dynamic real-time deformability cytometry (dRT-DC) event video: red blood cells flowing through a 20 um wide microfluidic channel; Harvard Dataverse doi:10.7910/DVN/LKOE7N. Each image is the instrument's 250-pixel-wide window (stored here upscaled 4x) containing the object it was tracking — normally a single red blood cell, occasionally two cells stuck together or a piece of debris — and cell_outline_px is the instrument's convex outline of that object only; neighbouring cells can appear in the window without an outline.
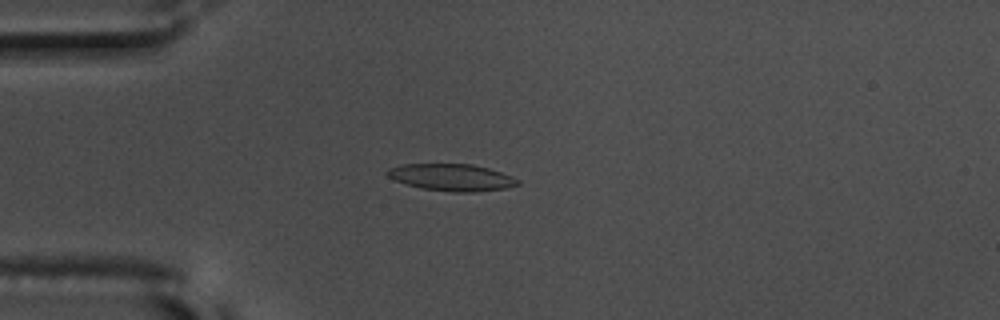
{"species": "common noctule bat (a hibernating species)", "species_latin": "Nyctalus noctula", "temperature_condition": "warm", "stored_images_in_passage": 56, "camera_frame_rate_fps": 3000, "um_per_image_px": 0.085, "animal": {"sex": "male", "body_mass_g": 17.5, "forearm_length_mm": 52.3}, "frame": {"image": 1, "passage_image": 15, "time_ms": 4.667, "image_size_px": [1000, 320], "cell_outline_px": [[520, 184], [504, 188], [476, 192], [452, 192], [420, 188], [396, 180], [388, 176], [384, 172], [388, 168], [404, 164], [472, 164], [488, 168], [512, 176], [520, 180]], "centroid_in_image_um": [38.39, 15.07], "position_along_channel_um": 46.6, "area_um2": 20.4}}
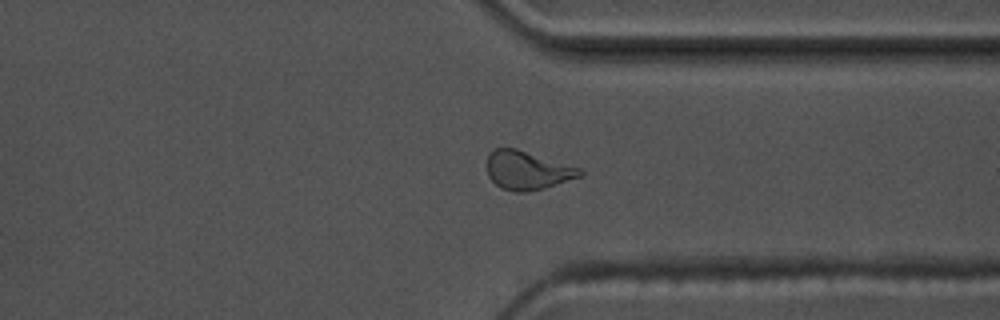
{"frame": {"image": 2, "passage_image": 43, "time_ms": 14.0, "image_size_px": [1000, 320], "cell_outline_px": [[584, 172], [580, 176], [544, 188], [524, 192], [516, 192], [500, 188], [488, 176], [488, 152], [496, 148], [516, 148], [580, 168]], "centroid_in_image_um": [44.8, 14.47], "position_along_channel_um": 366.6, "area_um2": 20.63}}
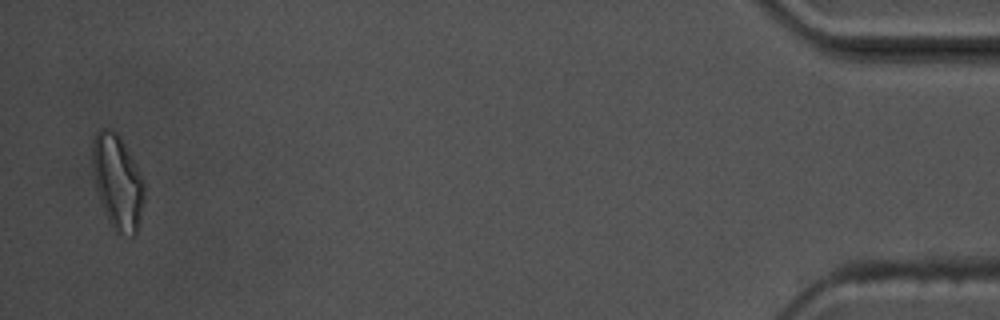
{"frame": {"image": 3, "passage_image": 55, "time_ms": 18.0, "image_size_px": [1000, 320], "cell_outline_px": [[144, 200], [136, 236], [132, 236], [116, 232], [112, 228], [104, 212], [96, 188], [92, 168], [92, 140], [96, 132], [100, 128], [112, 128], [120, 136], [144, 180]], "centroid_in_image_um": [9.98, 15.45], "position_along_channel_um": 425.2, "area_um2": 28.73}, "authors_computed_cell_mechanics": {"area_um2": 20.1144, "velocity_mm_per_s": 3.6213, "shape_relaxation_time_tau1_ms": 5.562, "shape_relaxation_time_tau2_ms": 2.5427, "deformation_change_tau1": 0.1811, "deformation_change_tau2": 0.1065}}